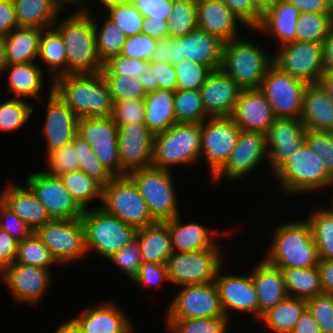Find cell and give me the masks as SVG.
Masks as SVG:
<instances>
[{"label": "cell", "mask_w": 333, "mask_h": 333, "mask_svg": "<svg viewBox=\"0 0 333 333\" xmlns=\"http://www.w3.org/2000/svg\"><path fill=\"white\" fill-rule=\"evenodd\" d=\"M53 27L60 33L65 45L67 74H94L103 69L96 45L94 18L90 12H77Z\"/></svg>", "instance_id": "1"}, {"label": "cell", "mask_w": 333, "mask_h": 333, "mask_svg": "<svg viewBox=\"0 0 333 333\" xmlns=\"http://www.w3.org/2000/svg\"><path fill=\"white\" fill-rule=\"evenodd\" d=\"M54 90L78 118L112 114L111 93L101 72L60 76L54 81Z\"/></svg>", "instance_id": "2"}, {"label": "cell", "mask_w": 333, "mask_h": 333, "mask_svg": "<svg viewBox=\"0 0 333 333\" xmlns=\"http://www.w3.org/2000/svg\"><path fill=\"white\" fill-rule=\"evenodd\" d=\"M265 260L278 268L317 266L319 254L311 228L305 221H292L274 228Z\"/></svg>", "instance_id": "3"}, {"label": "cell", "mask_w": 333, "mask_h": 333, "mask_svg": "<svg viewBox=\"0 0 333 333\" xmlns=\"http://www.w3.org/2000/svg\"><path fill=\"white\" fill-rule=\"evenodd\" d=\"M273 65V54L253 41L238 37L223 45L221 69L242 89H259Z\"/></svg>", "instance_id": "4"}, {"label": "cell", "mask_w": 333, "mask_h": 333, "mask_svg": "<svg viewBox=\"0 0 333 333\" xmlns=\"http://www.w3.org/2000/svg\"><path fill=\"white\" fill-rule=\"evenodd\" d=\"M87 253L93 249L108 259L135 239L136 229L103 208H88L80 217Z\"/></svg>", "instance_id": "5"}, {"label": "cell", "mask_w": 333, "mask_h": 333, "mask_svg": "<svg viewBox=\"0 0 333 333\" xmlns=\"http://www.w3.org/2000/svg\"><path fill=\"white\" fill-rule=\"evenodd\" d=\"M200 123H177L154 136L152 167L193 165L201 157Z\"/></svg>", "instance_id": "6"}, {"label": "cell", "mask_w": 333, "mask_h": 333, "mask_svg": "<svg viewBox=\"0 0 333 333\" xmlns=\"http://www.w3.org/2000/svg\"><path fill=\"white\" fill-rule=\"evenodd\" d=\"M275 175V176H274ZM283 191L308 193L333 185L323 160L306 144L300 147L274 174Z\"/></svg>", "instance_id": "7"}, {"label": "cell", "mask_w": 333, "mask_h": 333, "mask_svg": "<svg viewBox=\"0 0 333 333\" xmlns=\"http://www.w3.org/2000/svg\"><path fill=\"white\" fill-rule=\"evenodd\" d=\"M128 176L137 186L156 222H166L180 214L172 171L151 166L132 171Z\"/></svg>", "instance_id": "8"}, {"label": "cell", "mask_w": 333, "mask_h": 333, "mask_svg": "<svg viewBox=\"0 0 333 333\" xmlns=\"http://www.w3.org/2000/svg\"><path fill=\"white\" fill-rule=\"evenodd\" d=\"M102 205L109 214L136 230L156 223L137 186L128 176H116L102 187Z\"/></svg>", "instance_id": "9"}, {"label": "cell", "mask_w": 333, "mask_h": 333, "mask_svg": "<svg viewBox=\"0 0 333 333\" xmlns=\"http://www.w3.org/2000/svg\"><path fill=\"white\" fill-rule=\"evenodd\" d=\"M273 54V64L306 84L319 83L326 72L322 42L293 41Z\"/></svg>", "instance_id": "10"}, {"label": "cell", "mask_w": 333, "mask_h": 333, "mask_svg": "<svg viewBox=\"0 0 333 333\" xmlns=\"http://www.w3.org/2000/svg\"><path fill=\"white\" fill-rule=\"evenodd\" d=\"M306 85L273 64L259 90L270 103L276 118H301Z\"/></svg>", "instance_id": "11"}, {"label": "cell", "mask_w": 333, "mask_h": 333, "mask_svg": "<svg viewBox=\"0 0 333 333\" xmlns=\"http://www.w3.org/2000/svg\"><path fill=\"white\" fill-rule=\"evenodd\" d=\"M220 249L173 253L167 261L169 283L186 286L215 282L222 267Z\"/></svg>", "instance_id": "12"}, {"label": "cell", "mask_w": 333, "mask_h": 333, "mask_svg": "<svg viewBox=\"0 0 333 333\" xmlns=\"http://www.w3.org/2000/svg\"><path fill=\"white\" fill-rule=\"evenodd\" d=\"M49 248L57 264L83 258L87 253L84 229L80 218L52 219L35 231Z\"/></svg>", "instance_id": "13"}, {"label": "cell", "mask_w": 333, "mask_h": 333, "mask_svg": "<svg viewBox=\"0 0 333 333\" xmlns=\"http://www.w3.org/2000/svg\"><path fill=\"white\" fill-rule=\"evenodd\" d=\"M77 134L92 147L101 164L114 177L121 176L119 128L111 116L79 118Z\"/></svg>", "instance_id": "14"}, {"label": "cell", "mask_w": 333, "mask_h": 333, "mask_svg": "<svg viewBox=\"0 0 333 333\" xmlns=\"http://www.w3.org/2000/svg\"><path fill=\"white\" fill-rule=\"evenodd\" d=\"M165 314L166 319H199L226 316L215 282L181 286Z\"/></svg>", "instance_id": "15"}, {"label": "cell", "mask_w": 333, "mask_h": 333, "mask_svg": "<svg viewBox=\"0 0 333 333\" xmlns=\"http://www.w3.org/2000/svg\"><path fill=\"white\" fill-rule=\"evenodd\" d=\"M200 131L201 155L207 160L212 178L230 158L241 129L231 117H219L200 123Z\"/></svg>", "instance_id": "16"}, {"label": "cell", "mask_w": 333, "mask_h": 333, "mask_svg": "<svg viewBox=\"0 0 333 333\" xmlns=\"http://www.w3.org/2000/svg\"><path fill=\"white\" fill-rule=\"evenodd\" d=\"M26 185L45 207L51 219H77L83 215L84 210L69 194L59 177L38 171L28 176Z\"/></svg>", "instance_id": "17"}, {"label": "cell", "mask_w": 333, "mask_h": 333, "mask_svg": "<svg viewBox=\"0 0 333 333\" xmlns=\"http://www.w3.org/2000/svg\"><path fill=\"white\" fill-rule=\"evenodd\" d=\"M265 157L268 161L266 134L241 130L230 158L212 179L217 180L221 176L229 181L241 179L253 171Z\"/></svg>", "instance_id": "18"}, {"label": "cell", "mask_w": 333, "mask_h": 333, "mask_svg": "<svg viewBox=\"0 0 333 333\" xmlns=\"http://www.w3.org/2000/svg\"><path fill=\"white\" fill-rule=\"evenodd\" d=\"M0 276L14 301L38 303L51 285V269L13 262L0 271Z\"/></svg>", "instance_id": "19"}, {"label": "cell", "mask_w": 333, "mask_h": 333, "mask_svg": "<svg viewBox=\"0 0 333 333\" xmlns=\"http://www.w3.org/2000/svg\"><path fill=\"white\" fill-rule=\"evenodd\" d=\"M121 176L152 166L154 134L145 124L119 126Z\"/></svg>", "instance_id": "20"}, {"label": "cell", "mask_w": 333, "mask_h": 333, "mask_svg": "<svg viewBox=\"0 0 333 333\" xmlns=\"http://www.w3.org/2000/svg\"><path fill=\"white\" fill-rule=\"evenodd\" d=\"M43 124V138L47 145L46 156L70 143L77 134L78 117L54 90L52 83Z\"/></svg>", "instance_id": "21"}, {"label": "cell", "mask_w": 333, "mask_h": 333, "mask_svg": "<svg viewBox=\"0 0 333 333\" xmlns=\"http://www.w3.org/2000/svg\"><path fill=\"white\" fill-rule=\"evenodd\" d=\"M307 128L301 118H276L266 138L272 175L305 143Z\"/></svg>", "instance_id": "22"}, {"label": "cell", "mask_w": 333, "mask_h": 333, "mask_svg": "<svg viewBox=\"0 0 333 333\" xmlns=\"http://www.w3.org/2000/svg\"><path fill=\"white\" fill-rule=\"evenodd\" d=\"M242 88L221 68L212 70L200 88L209 118L231 117Z\"/></svg>", "instance_id": "23"}, {"label": "cell", "mask_w": 333, "mask_h": 333, "mask_svg": "<svg viewBox=\"0 0 333 333\" xmlns=\"http://www.w3.org/2000/svg\"><path fill=\"white\" fill-rule=\"evenodd\" d=\"M220 268L215 283L220 294L223 311L228 319L229 312L252 313L258 319V296L251 274H222ZM222 274V275H221ZM229 311V312H228Z\"/></svg>", "instance_id": "24"}, {"label": "cell", "mask_w": 333, "mask_h": 333, "mask_svg": "<svg viewBox=\"0 0 333 333\" xmlns=\"http://www.w3.org/2000/svg\"><path fill=\"white\" fill-rule=\"evenodd\" d=\"M241 130L267 133L276 117L259 89H242L231 116Z\"/></svg>", "instance_id": "25"}, {"label": "cell", "mask_w": 333, "mask_h": 333, "mask_svg": "<svg viewBox=\"0 0 333 333\" xmlns=\"http://www.w3.org/2000/svg\"><path fill=\"white\" fill-rule=\"evenodd\" d=\"M9 183L3 187L5 189L0 193V201L15 213L32 232L52 220L45 207L27 185L23 187L16 183Z\"/></svg>", "instance_id": "26"}, {"label": "cell", "mask_w": 333, "mask_h": 333, "mask_svg": "<svg viewBox=\"0 0 333 333\" xmlns=\"http://www.w3.org/2000/svg\"><path fill=\"white\" fill-rule=\"evenodd\" d=\"M240 20L222 0H197V26L226 43L240 37ZM238 35V36H237Z\"/></svg>", "instance_id": "27"}, {"label": "cell", "mask_w": 333, "mask_h": 333, "mask_svg": "<svg viewBox=\"0 0 333 333\" xmlns=\"http://www.w3.org/2000/svg\"><path fill=\"white\" fill-rule=\"evenodd\" d=\"M84 333H133L135 329L128 317L113 300L85 309L74 318Z\"/></svg>", "instance_id": "28"}, {"label": "cell", "mask_w": 333, "mask_h": 333, "mask_svg": "<svg viewBox=\"0 0 333 333\" xmlns=\"http://www.w3.org/2000/svg\"><path fill=\"white\" fill-rule=\"evenodd\" d=\"M251 270V277L258 296V319L269 309L289 296L282 270L261 260Z\"/></svg>", "instance_id": "29"}, {"label": "cell", "mask_w": 333, "mask_h": 333, "mask_svg": "<svg viewBox=\"0 0 333 333\" xmlns=\"http://www.w3.org/2000/svg\"><path fill=\"white\" fill-rule=\"evenodd\" d=\"M179 38L181 39V57L208 66L211 70L221 67L224 42L219 38L198 27Z\"/></svg>", "instance_id": "30"}, {"label": "cell", "mask_w": 333, "mask_h": 333, "mask_svg": "<svg viewBox=\"0 0 333 333\" xmlns=\"http://www.w3.org/2000/svg\"><path fill=\"white\" fill-rule=\"evenodd\" d=\"M299 9L288 0H278L262 14V21L255 31L274 36L281 45L295 41Z\"/></svg>", "instance_id": "31"}, {"label": "cell", "mask_w": 333, "mask_h": 333, "mask_svg": "<svg viewBox=\"0 0 333 333\" xmlns=\"http://www.w3.org/2000/svg\"><path fill=\"white\" fill-rule=\"evenodd\" d=\"M301 121L307 130L333 132V99L320 83L306 85Z\"/></svg>", "instance_id": "32"}, {"label": "cell", "mask_w": 333, "mask_h": 333, "mask_svg": "<svg viewBox=\"0 0 333 333\" xmlns=\"http://www.w3.org/2000/svg\"><path fill=\"white\" fill-rule=\"evenodd\" d=\"M180 215L166 221L171 236L173 253L193 252L204 249H219L213 235L198 223H181Z\"/></svg>", "instance_id": "33"}, {"label": "cell", "mask_w": 333, "mask_h": 333, "mask_svg": "<svg viewBox=\"0 0 333 333\" xmlns=\"http://www.w3.org/2000/svg\"><path fill=\"white\" fill-rule=\"evenodd\" d=\"M142 262L167 264L173 254L171 236L165 222H156L136 231Z\"/></svg>", "instance_id": "34"}, {"label": "cell", "mask_w": 333, "mask_h": 333, "mask_svg": "<svg viewBox=\"0 0 333 333\" xmlns=\"http://www.w3.org/2000/svg\"><path fill=\"white\" fill-rule=\"evenodd\" d=\"M8 70L7 82L9 93L14 98L25 99L33 97L41 102L40 93L44 87L43 70L34 62L7 64L4 71Z\"/></svg>", "instance_id": "35"}, {"label": "cell", "mask_w": 333, "mask_h": 333, "mask_svg": "<svg viewBox=\"0 0 333 333\" xmlns=\"http://www.w3.org/2000/svg\"><path fill=\"white\" fill-rule=\"evenodd\" d=\"M175 92L156 90L147 93L145 102V125L154 134L166 131L177 124L174 109Z\"/></svg>", "instance_id": "36"}, {"label": "cell", "mask_w": 333, "mask_h": 333, "mask_svg": "<svg viewBox=\"0 0 333 333\" xmlns=\"http://www.w3.org/2000/svg\"><path fill=\"white\" fill-rule=\"evenodd\" d=\"M42 29L17 27L5 38L8 64L34 62L38 59Z\"/></svg>", "instance_id": "37"}, {"label": "cell", "mask_w": 333, "mask_h": 333, "mask_svg": "<svg viewBox=\"0 0 333 333\" xmlns=\"http://www.w3.org/2000/svg\"><path fill=\"white\" fill-rule=\"evenodd\" d=\"M19 27L49 28L59 18L55 0H13Z\"/></svg>", "instance_id": "38"}, {"label": "cell", "mask_w": 333, "mask_h": 333, "mask_svg": "<svg viewBox=\"0 0 333 333\" xmlns=\"http://www.w3.org/2000/svg\"><path fill=\"white\" fill-rule=\"evenodd\" d=\"M306 308V300L288 296L264 313L260 321L275 333H291Z\"/></svg>", "instance_id": "39"}, {"label": "cell", "mask_w": 333, "mask_h": 333, "mask_svg": "<svg viewBox=\"0 0 333 333\" xmlns=\"http://www.w3.org/2000/svg\"><path fill=\"white\" fill-rule=\"evenodd\" d=\"M38 58L48 67L51 81L66 75L67 55L60 33L52 26L42 29Z\"/></svg>", "instance_id": "40"}, {"label": "cell", "mask_w": 333, "mask_h": 333, "mask_svg": "<svg viewBox=\"0 0 333 333\" xmlns=\"http://www.w3.org/2000/svg\"><path fill=\"white\" fill-rule=\"evenodd\" d=\"M280 269L282 270L289 296L307 301L323 293L317 266Z\"/></svg>", "instance_id": "41"}, {"label": "cell", "mask_w": 333, "mask_h": 333, "mask_svg": "<svg viewBox=\"0 0 333 333\" xmlns=\"http://www.w3.org/2000/svg\"><path fill=\"white\" fill-rule=\"evenodd\" d=\"M58 177L83 210L88 209L89 202L95 198L102 202V186L80 169L64 173Z\"/></svg>", "instance_id": "42"}, {"label": "cell", "mask_w": 333, "mask_h": 333, "mask_svg": "<svg viewBox=\"0 0 333 333\" xmlns=\"http://www.w3.org/2000/svg\"><path fill=\"white\" fill-rule=\"evenodd\" d=\"M317 209L306 220L311 228L320 259L333 260V205Z\"/></svg>", "instance_id": "43"}, {"label": "cell", "mask_w": 333, "mask_h": 333, "mask_svg": "<svg viewBox=\"0 0 333 333\" xmlns=\"http://www.w3.org/2000/svg\"><path fill=\"white\" fill-rule=\"evenodd\" d=\"M333 26V13H300L295 31L296 41L323 42Z\"/></svg>", "instance_id": "44"}, {"label": "cell", "mask_w": 333, "mask_h": 333, "mask_svg": "<svg viewBox=\"0 0 333 333\" xmlns=\"http://www.w3.org/2000/svg\"><path fill=\"white\" fill-rule=\"evenodd\" d=\"M174 109L177 123H202L209 118L200 90H176Z\"/></svg>", "instance_id": "45"}, {"label": "cell", "mask_w": 333, "mask_h": 333, "mask_svg": "<svg viewBox=\"0 0 333 333\" xmlns=\"http://www.w3.org/2000/svg\"><path fill=\"white\" fill-rule=\"evenodd\" d=\"M19 264L50 269L57 262L52 257L49 248L32 232L28 237L18 242L15 261Z\"/></svg>", "instance_id": "46"}, {"label": "cell", "mask_w": 333, "mask_h": 333, "mask_svg": "<svg viewBox=\"0 0 333 333\" xmlns=\"http://www.w3.org/2000/svg\"><path fill=\"white\" fill-rule=\"evenodd\" d=\"M94 19L96 34V45L99 59L105 63L108 59L121 53L123 44L127 36L123 31L108 17L101 27H98Z\"/></svg>", "instance_id": "47"}, {"label": "cell", "mask_w": 333, "mask_h": 333, "mask_svg": "<svg viewBox=\"0 0 333 333\" xmlns=\"http://www.w3.org/2000/svg\"><path fill=\"white\" fill-rule=\"evenodd\" d=\"M168 36L181 37L197 26V0H173L168 21Z\"/></svg>", "instance_id": "48"}, {"label": "cell", "mask_w": 333, "mask_h": 333, "mask_svg": "<svg viewBox=\"0 0 333 333\" xmlns=\"http://www.w3.org/2000/svg\"><path fill=\"white\" fill-rule=\"evenodd\" d=\"M72 143L80 161L79 169L102 187L109 184L114 176L101 164L92 147L78 134L74 136Z\"/></svg>", "instance_id": "49"}, {"label": "cell", "mask_w": 333, "mask_h": 333, "mask_svg": "<svg viewBox=\"0 0 333 333\" xmlns=\"http://www.w3.org/2000/svg\"><path fill=\"white\" fill-rule=\"evenodd\" d=\"M146 93L156 90H177V74L173 64L148 62V71L138 77Z\"/></svg>", "instance_id": "50"}, {"label": "cell", "mask_w": 333, "mask_h": 333, "mask_svg": "<svg viewBox=\"0 0 333 333\" xmlns=\"http://www.w3.org/2000/svg\"><path fill=\"white\" fill-rule=\"evenodd\" d=\"M226 316L199 319H166L167 330L173 333H226L228 324Z\"/></svg>", "instance_id": "51"}, {"label": "cell", "mask_w": 333, "mask_h": 333, "mask_svg": "<svg viewBox=\"0 0 333 333\" xmlns=\"http://www.w3.org/2000/svg\"><path fill=\"white\" fill-rule=\"evenodd\" d=\"M26 99L10 98L0 104V131L11 132L21 128L33 114V105Z\"/></svg>", "instance_id": "52"}, {"label": "cell", "mask_w": 333, "mask_h": 333, "mask_svg": "<svg viewBox=\"0 0 333 333\" xmlns=\"http://www.w3.org/2000/svg\"><path fill=\"white\" fill-rule=\"evenodd\" d=\"M103 7L108 12V18L113 21L127 37L141 33L144 16L132 3Z\"/></svg>", "instance_id": "53"}, {"label": "cell", "mask_w": 333, "mask_h": 333, "mask_svg": "<svg viewBox=\"0 0 333 333\" xmlns=\"http://www.w3.org/2000/svg\"><path fill=\"white\" fill-rule=\"evenodd\" d=\"M109 87L112 101L145 99L147 93L138 79L130 75H103Z\"/></svg>", "instance_id": "54"}, {"label": "cell", "mask_w": 333, "mask_h": 333, "mask_svg": "<svg viewBox=\"0 0 333 333\" xmlns=\"http://www.w3.org/2000/svg\"><path fill=\"white\" fill-rule=\"evenodd\" d=\"M177 74V90H200L208 74V66L183 59L174 65Z\"/></svg>", "instance_id": "55"}, {"label": "cell", "mask_w": 333, "mask_h": 333, "mask_svg": "<svg viewBox=\"0 0 333 333\" xmlns=\"http://www.w3.org/2000/svg\"><path fill=\"white\" fill-rule=\"evenodd\" d=\"M46 163L49 169L46 172L51 176H60L64 173L79 170L77 150L73 143H70L46 156Z\"/></svg>", "instance_id": "56"}, {"label": "cell", "mask_w": 333, "mask_h": 333, "mask_svg": "<svg viewBox=\"0 0 333 333\" xmlns=\"http://www.w3.org/2000/svg\"><path fill=\"white\" fill-rule=\"evenodd\" d=\"M144 99L114 101L111 118L116 125L145 124Z\"/></svg>", "instance_id": "57"}, {"label": "cell", "mask_w": 333, "mask_h": 333, "mask_svg": "<svg viewBox=\"0 0 333 333\" xmlns=\"http://www.w3.org/2000/svg\"><path fill=\"white\" fill-rule=\"evenodd\" d=\"M305 142L323 160L328 174L333 178V132L307 130Z\"/></svg>", "instance_id": "58"}, {"label": "cell", "mask_w": 333, "mask_h": 333, "mask_svg": "<svg viewBox=\"0 0 333 333\" xmlns=\"http://www.w3.org/2000/svg\"><path fill=\"white\" fill-rule=\"evenodd\" d=\"M145 71H148V61L119 54L103 63L101 73L102 75H125L127 77L132 75L139 77Z\"/></svg>", "instance_id": "59"}, {"label": "cell", "mask_w": 333, "mask_h": 333, "mask_svg": "<svg viewBox=\"0 0 333 333\" xmlns=\"http://www.w3.org/2000/svg\"><path fill=\"white\" fill-rule=\"evenodd\" d=\"M307 308L322 333H333V293H322L307 300Z\"/></svg>", "instance_id": "60"}, {"label": "cell", "mask_w": 333, "mask_h": 333, "mask_svg": "<svg viewBox=\"0 0 333 333\" xmlns=\"http://www.w3.org/2000/svg\"><path fill=\"white\" fill-rule=\"evenodd\" d=\"M107 260L117 267H120L129 278H133L142 264L141 250L139 243L134 239L127 246H124L117 253Z\"/></svg>", "instance_id": "61"}, {"label": "cell", "mask_w": 333, "mask_h": 333, "mask_svg": "<svg viewBox=\"0 0 333 333\" xmlns=\"http://www.w3.org/2000/svg\"><path fill=\"white\" fill-rule=\"evenodd\" d=\"M156 43L157 40L148 35L142 33L136 34L127 37L120 54L129 58L150 62Z\"/></svg>", "instance_id": "62"}, {"label": "cell", "mask_w": 333, "mask_h": 333, "mask_svg": "<svg viewBox=\"0 0 333 333\" xmlns=\"http://www.w3.org/2000/svg\"><path fill=\"white\" fill-rule=\"evenodd\" d=\"M233 14L240 20V24L256 30L262 21V12L255 6L253 0H222Z\"/></svg>", "instance_id": "63"}, {"label": "cell", "mask_w": 333, "mask_h": 333, "mask_svg": "<svg viewBox=\"0 0 333 333\" xmlns=\"http://www.w3.org/2000/svg\"><path fill=\"white\" fill-rule=\"evenodd\" d=\"M181 39L179 37H169L157 40L150 62H166L173 65L182 61Z\"/></svg>", "instance_id": "64"}, {"label": "cell", "mask_w": 333, "mask_h": 333, "mask_svg": "<svg viewBox=\"0 0 333 333\" xmlns=\"http://www.w3.org/2000/svg\"><path fill=\"white\" fill-rule=\"evenodd\" d=\"M131 280L141 287L158 285L162 281L169 282L167 264L142 262L140 269Z\"/></svg>", "instance_id": "65"}, {"label": "cell", "mask_w": 333, "mask_h": 333, "mask_svg": "<svg viewBox=\"0 0 333 333\" xmlns=\"http://www.w3.org/2000/svg\"><path fill=\"white\" fill-rule=\"evenodd\" d=\"M0 228L20 242L28 237L32 230L0 201Z\"/></svg>", "instance_id": "66"}, {"label": "cell", "mask_w": 333, "mask_h": 333, "mask_svg": "<svg viewBox=\"0 0 333 333\" xmlns=\"http://www.w3.org/2000/svg\"><path fill=\"white\" fill-rule=\"evenodd\" d=\"M131 3L146 18L169 21L173 0H132Z\"/></svg>", "instance_id": "67"}, {"label": "cell", "mask_w": 333, "mask_h": 333, "mask_svg": "<svg viewBox=\"0 0 333 333\" xmlns=\"http://www.w3.org/2000/svg\"><path fill=\"white\" fill-rule=\"evenodd\" d=\"M17 27L19 26L13 0H0V37L5 38Z\"/></svg>", "instance_id": "68"}, {"label": "cell", "mask_w": 333, "mask_h": 333, "mask_svg": "<svg viewBox=\"0 0 333 333\" xmlns=\"http://www.w3.org/2000/svg\"><path fill=\"white\" fill-rule=\"evenodd\" d=\"M18 241L0 228V271L15 261Z\"/></svg>", "instance_id": "69"}, {"label": "cell", "mask_w": 333, "mask_h": 333, "mask_svg": "<svg viewBox=\"0 0 333 333\" xmlns=\"http://www.w3.org/2000/svg\"><path fill=\"white\" fill-rule=\"evenodd\" d=\"M168 21L144 17L141 33L156 40L169 38Z\"/></svg>", "instance_id": "70"}, {"label": "cell", "mask_w": 333, "mask_h": 333, "mask_svg": "<svg viewBox=\"0 0 333 333\" xmlns=\"http://www.w3.org/2000/svg\"><path fill=\"white\" fill-rule=\"evenodd\" d=\"M291 333H322V331L312 313L306 308Z\"/></svg>", "instance_id": "71"}, {"label": "cell", "mask_w": 333, "mask_h": 333, "mask_svg": "<svg viewBox=\"0 0 333 333\" xmlns=\"http://www.w3.org/2000/svg\"><path fill=\"white\" fill-rule=\"evenodd\" d=\"M317 268L323 293H333V260L320 259Z\"/></svg>", "instance_id": "72"}, {"label": "cell", "mask_w": 333, "mask_h": 333, "mask_svg": "<svg viewBox=\"0 0 333 333\" xmlns=\"http://www.w3.org/2000/svg\"><path fill=\"white\" fill-rule=\"evenodd\" d=\"M295 5L300 13H332L328 7V0H288Z\"/></svg>", "instance_id": "73"}, {"label": "cell", "mask_w": 333, "mask_h": 333, "mask_svg": "<svg viewBox=\"0 0 333 333\" xmlns=\"http://www.w3.org/2000/svg\"><path fill=\"white\" fill-rule=\"evenodd\" d=\"M322 43L325 70H333V26Z\"/></svg>", "instance_id": "74"}, {"label": "cell", "mask_w": 333, "mask_h": 333, "mask_svg": "<svg viewBox=\"0 0 333 333\" xmlns=\"http://www.w3.org/2000/svg\"><path fill=\"white\" fill-rule=\"evenodd\" d=\"M54 333H84L80 324L73 318L62 323Z\"/></svg>", "instance_id": "75"}, {"label": "cell", "mask_w": 333, "mask_h": 333, "mask_svg": "<svg viewBox=\"0 0 333 333\" xmlns=\"http://www.w3.org/2000/svg\"><path fill=\"white\" fill-rule=\"evenodd\" d=\"M333 99V70L326 71L319 82Z\"/></svg>", "instance_id": "76"}, {"label": "cell", "mask_w": 333, "mask_h": 333, "mask_svg": "<svg viewBox=\"0 0 333 333\" xmlns=\"http://www.w3.org/2000/svg\"><path fill=\"white\" fill-rule=\"evenodd\" d=\"M85 2H87V0H55L56 5L58 6V8L60 10H63L62 8L67 5V4H73V5H78L81 4L80 10L79 8H77V12H89L90 10H88L85 5H83ZM79 3V4H78ZM83 5V6H82ZM63 6V7H62Z\"/></svg>", "instance_id": "77"}, {"label": "cell", "mask_w": 333, "mask_h": 333, "mask_svg": "<svg viewBox=\"0 0 333 333\" xmlns=\"http://www.w3.org/2000/svg\"><path fill=\"white\" fill-rule=\"evenodd\" d=\"M6 48L4 38L0 37V72L7 66Z\"/></svg>", "instance_id": "78"}, {"label": "cell", "mask_w": 333, "mask_h": 333, "mask_svg": "<svg viewBox=\"0 0 333 333\" xmlns=\"http://www.w3.org/2000/svg\"><path fill=\"white\" fill-rule=\"evenodd\" d=\"M255 6L264 13L269 7L273 6L278 0H253Z\"/></svg>", "instance_id": "79"}, {"label": "cell", "mask_w": 333, "mask_h": 333, "mask_svg": "<svg viewBox=\"0 0 333 333\" xmlns=\"http://www.w3.org/2000/svg\"><path fill=\"white\" fill-rule=\"evenodd\" d=\"M102 6H112L118 4H128L131 3L132 0H98Z\"/></svg>", "instance_id": "80"}]
</instances>
